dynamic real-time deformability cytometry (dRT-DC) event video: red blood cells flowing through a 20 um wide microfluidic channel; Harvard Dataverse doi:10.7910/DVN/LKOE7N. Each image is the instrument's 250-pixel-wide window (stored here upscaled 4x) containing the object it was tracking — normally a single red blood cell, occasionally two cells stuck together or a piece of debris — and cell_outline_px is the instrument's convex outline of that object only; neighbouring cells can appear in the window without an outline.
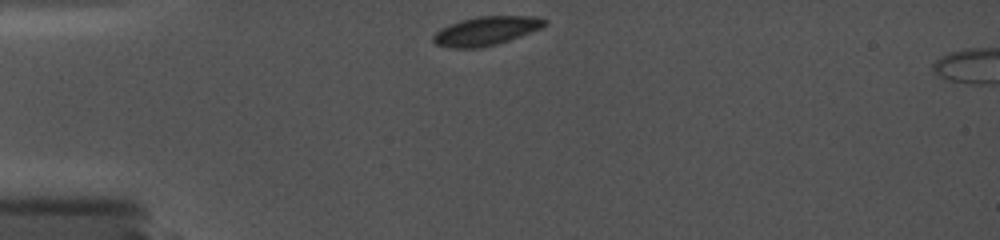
{"species": "common noctule bat (a hibernating species)", "species_latin": "Nyctalus noctula", "temperature_condition": "cold", "stored_images_in_passage": 20, "camera_frame_rate_fps": 5000, "um_per_image_px": 0.085, "animal": {"sex": "female", "body_mass_g": 19.0, "forearm_length_mm": 56.7}, "frame": {"image": 1, "passage_image": 1, "time_ms": 0.0, "image_size_px": [1000, 240], "cell_outline_px": [[548, 24], [540, 28], [508, 40], [496, 44], [480, 48], [452, 48], [436, 44], [432, 40], [432, 36], [440, 28], [460, 20], [480, 16], [536, 16], [548, 20]], "centroid_in_image_um": [41.3, 2.62], "position_along_channel_um": 43.7, "area_um2": 18.61}}
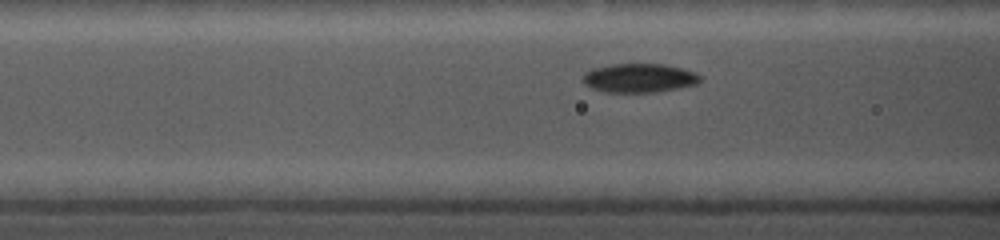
{"frame": {"image": 2, "passage_image": 10, "time_ms": 2.6, "image_size_px": [1000, 240], "cell_outline_px": [[700, 80], [696, 84], [680, 88], [656, 92], [604, 92], [592, 88], [584, 84], [584, 72], [592, 68], [612, 64], [664, 64], [696, 72], [700, 76]], "centroid_in_image_um": [54.32, 6.63], "position_along_channel_um": 112.3, "area_um2": 19.77}}
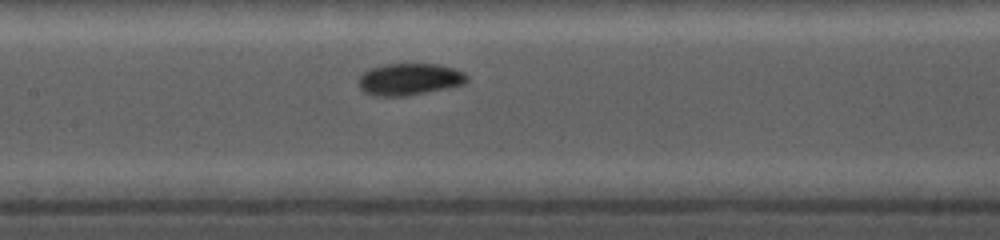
{"frame": {"image": 3, "passage_image": 13, "time_ms": 4.2, "image_size_px": [1000, 240], "cell_outline_px": [[468, 80], [464, 84], [404, 96], [372, 96], [364, 92], [360, 88], [356, 80], [368, 68], [388, 64], [436, 64], [456, 68], [464, 72], [468, 76]], "centroid_in_image_um": [34.77, 6.73], "position_along_channel_um": 172.6, "area_um2": 20.17}}